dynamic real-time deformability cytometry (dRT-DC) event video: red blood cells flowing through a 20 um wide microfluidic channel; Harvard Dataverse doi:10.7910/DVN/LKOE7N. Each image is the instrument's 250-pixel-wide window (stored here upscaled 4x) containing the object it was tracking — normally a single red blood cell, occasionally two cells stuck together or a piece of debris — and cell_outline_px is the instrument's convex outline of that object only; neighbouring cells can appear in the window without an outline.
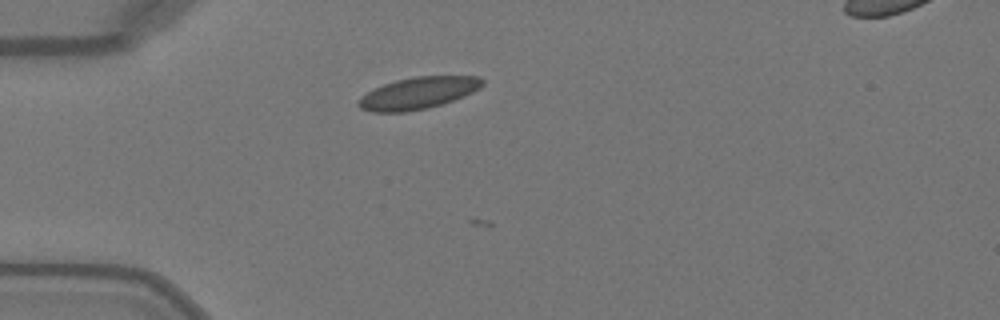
{"species": "Egyptian fruit bat (a non-hibernating species)", "species_latin": "Rousettus aegyptiacus", "temperature_condition": "warm", "stored_images_in_passage": 3, "camera_frame_rate_fps": 3000, "um_per_image_px": 0.085, "animal": {"sex": "female"}, "frame": {"image": 1, "passage_image": 2, "time_ms": 0.333, "image_size_px": [1000, 320], "cell_outline_px": [[484, 84], [480, 88], [472, 92], [452, 100], [428, 108], [404, 112], [372, 112], [360, 108], [356, 104], [360, 96], [384, 84], [396, 80], [416, 76], [480, 76], [484, 80]], "centroid_in_image_um": [35.53, 7.91], "position_along_channel_um": 49.5, "area_um2": 22.89}}